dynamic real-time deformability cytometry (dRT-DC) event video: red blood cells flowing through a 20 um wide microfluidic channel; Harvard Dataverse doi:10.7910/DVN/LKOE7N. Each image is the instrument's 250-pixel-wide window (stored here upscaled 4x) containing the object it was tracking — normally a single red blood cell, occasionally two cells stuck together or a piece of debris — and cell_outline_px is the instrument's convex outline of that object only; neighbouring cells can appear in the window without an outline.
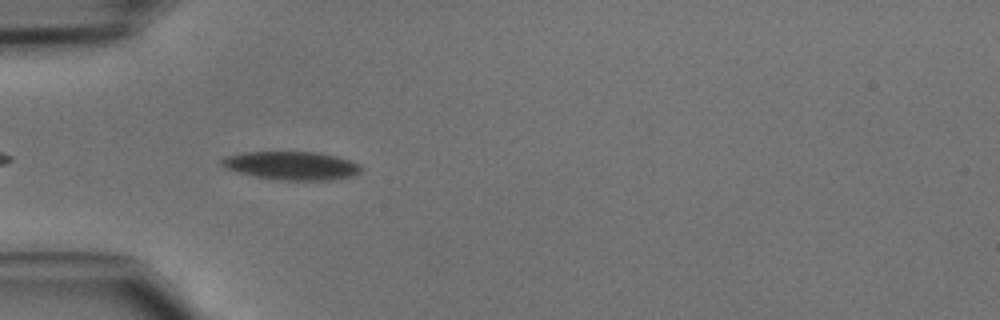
{"species": "common noctule bat (a hibernating species)", "species_latin": "Nyctalus noctula", "temperature_condition": "cold", "stored_images_in_passage": 15, "camera_frame_rate_fps": 3000, "um_per_image_px": 0.085, "animal": {"sex": "male", "body_mass_g": 15.6}, "frame": {"image": 1, "passage_image": 3, "time_ms": 0.667, "image_size_px": [1000, 320], "cell_outline_px": [[364, 168], [360, 172], [352, 176], [332, 180], [284, 180], [256, 176], [224, 168], [220, 164], [220, 160], [224, 156], [244, 152], [320, 152], [336, 156], [360, 164]], "centroid_in_image_um": [24.8, 14.07], "position_along_channel_um": 60.2, "area_um2": 23.06}}
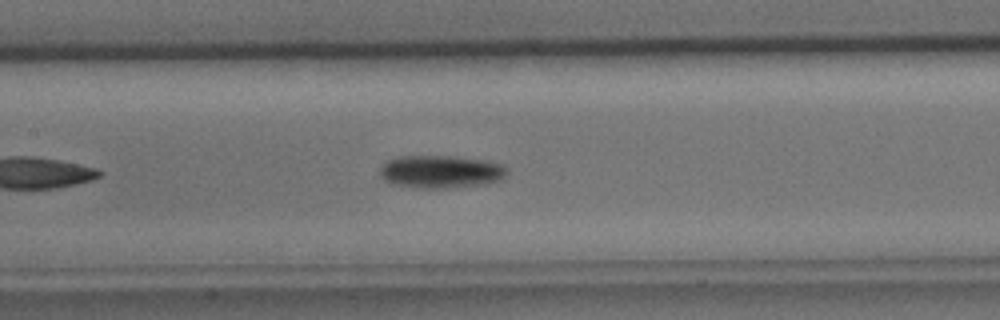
{"frame": {"image": 2, "passage_image": 11, "time_ms": 3.333, "image_size_px": [1000, 320], "cell_outline_px": [[508, 172], [500, 180], [488, 184], [448, 188], [412, 188], [392, 184], [384, 180], [380, 176], [380, 168], [384, 160], [400, 156], [456, 156], [488, 160], [500, 164], [508, 168]], "centroid_in_image_um": [37.45, 14.59], "position_along_channel_um": 170.0, "area_um2": 24.85}}